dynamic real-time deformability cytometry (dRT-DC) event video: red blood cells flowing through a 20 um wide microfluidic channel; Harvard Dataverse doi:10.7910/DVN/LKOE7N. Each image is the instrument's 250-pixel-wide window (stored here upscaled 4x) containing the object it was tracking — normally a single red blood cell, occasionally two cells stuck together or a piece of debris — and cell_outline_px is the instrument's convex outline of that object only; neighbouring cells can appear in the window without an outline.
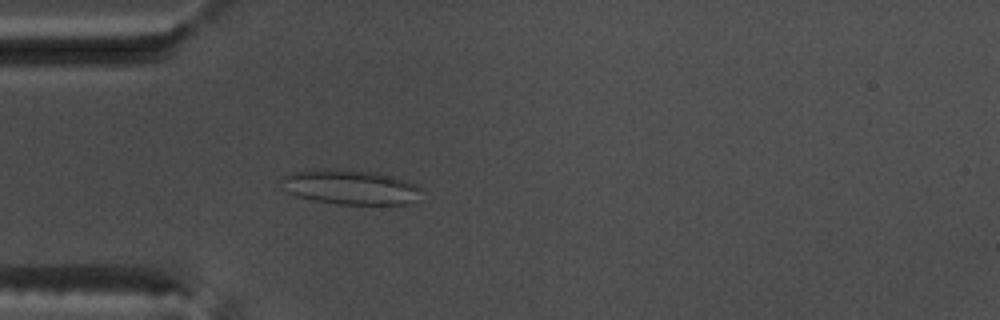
{"species": "common noctule bat (a hibernating species)", "species_latin": "Nyctalus noctula", "temperature_condition": "warm", "stored_images_in_passage": 45, "camera_frame_rate_fps": 3000, "um_per_image_px": 0.085, "animal": {"sex": "male", "body_mass_g": 17.5, "forearm_length_mm": 52.3}, "frame": {"image": 1, "passage_image": 7, "time_ms": 2.0, "image_size_px": [1000, 320], "cell_outline_px": [[420, 188], [412, 204], [336, 204], [296, 196], [280, 188], [280, 176], [292, 172], [316, 168], [336, 168], [376, 172], [408, 180]], "centroid_in_image_um": [29.68, 15.88], "position_along_channel_um": 55.3, "area_um2": 28.73}}
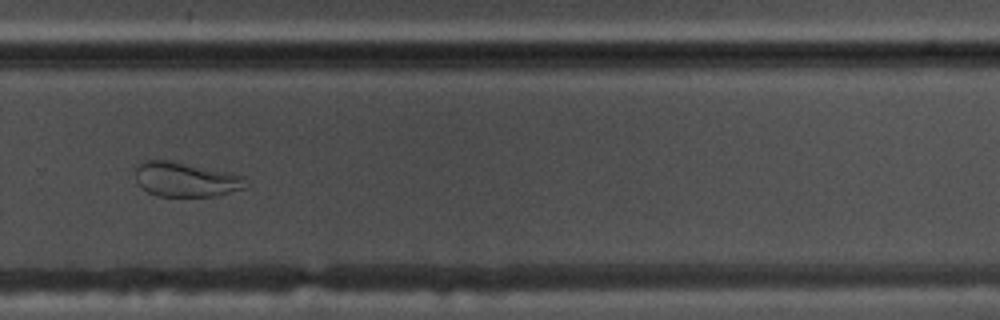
{"frame": {"image": 2, "passage_image": 28, "time_ms": 9.0, "image_size_px": [1000, 320], "cell_outline_px": [[248, 188], [216, 196], [156, 196], [140, 188], [136, 180], [136, 164], [144, 160], [168, 160], [232, 172], [244, 176], [248, 184]], "centroid_in_image_um": [15.82, 15.25], "position_along_channel_um": 314.0, "area_um2": 22.72}}
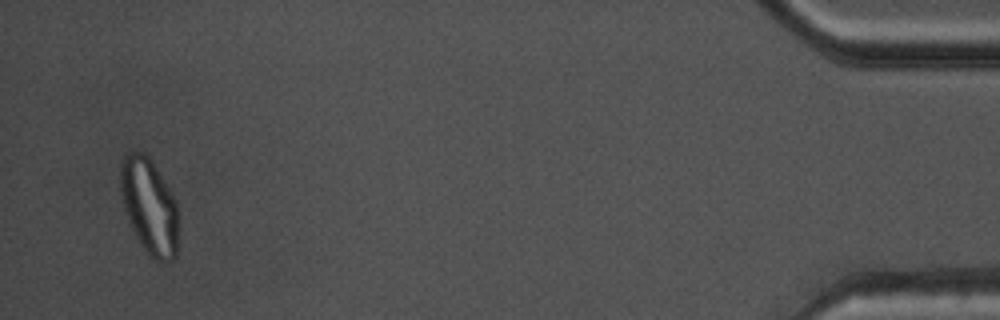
{"frame": {"image": 3, "passage_image": 43, "time_ms": 14.0, "image_size_px": [1000, 320], "cell_outline_px": [[176, 256], [172, 260], [164, 264], [160, 264], [148, 256], [144, 252], [128, 220], [120, 196], [120, 164], [124, 156], [128, 152], [144, 152], [152, 160], [172, 192], [176, 200]], "centroid_in_image_um": [12.66, 17.54], "position_along_channel_um": 422.5, "area_um2": 32.66}, "authors_computed_cell_mechanics": {"area_um2": 26.9348, "velocity_mm_per_s": 3.7942, "shape_relaxation_time_tau1_ms": null, "shape_relaxation_time_tau2_ms": 1.391, "deformation_change_tau1": null, "deformation_change_tau2": 0.0875}}